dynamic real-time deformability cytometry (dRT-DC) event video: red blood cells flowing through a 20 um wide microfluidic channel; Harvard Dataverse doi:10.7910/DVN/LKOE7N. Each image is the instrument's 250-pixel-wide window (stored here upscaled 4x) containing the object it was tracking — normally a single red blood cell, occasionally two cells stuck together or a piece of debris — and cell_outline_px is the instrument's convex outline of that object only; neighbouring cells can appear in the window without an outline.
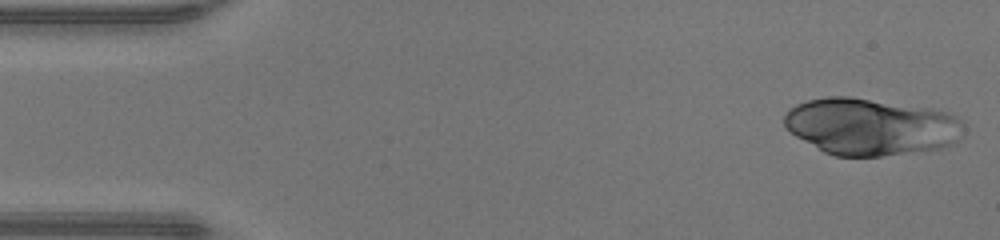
{"species": "human", "species_latin": "Homo sapiens", "temperature_condition": "warm", "stored_images_in_passage": 45, "camera_frame_rate_fps": 3000, "um_per_image_px": 0.085, "donor": {"sex": "male"}, "frame": {"image": 1, "passage_image": 1, "time_ms": 0.0, "image_size_px": [1000, 240], "cell_outline_px": [[964, 136], [956, 144], [944, 148], [928, 152], [880, 156], [836, 156], [824, 152], [796, 136], [784, 124], [784, 116], [796, 104], [808, 100], [828, 96], [848, 96], [928, 108], [948, 112], [956, 116], [964, 124]], "centroid_in_image_um": [74.12, 10.79], "position_along_channel_um": 10.9, "area_um2": 60.05}}
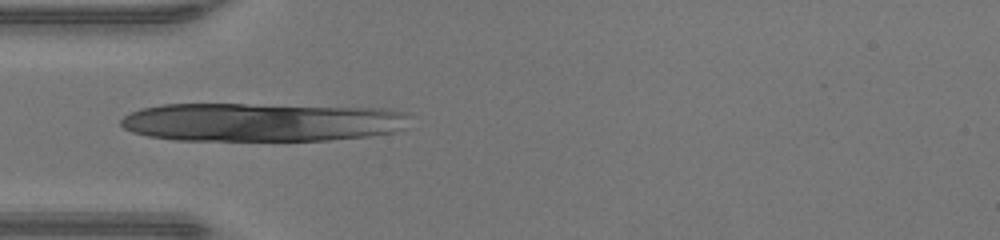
{"frame": {"image": 2, "passage_image": 13, "time_ms": 4.0, "image_size_px": [1000, 240], "cell_outline_px": [[408, 112], [404, 128], [392, 132], [368, 136], [328, 140], [176, 140], [148, 136], [132, 132], [124, 128], [120, 124], [120, 120], [124, 116], [140, 108], [164, 104], [244, 104], [380, 108]], "centroid_in_image_um": [22.2, 10.38], "position_along_channel_um": 62.8, "area_um2": 64.91}}